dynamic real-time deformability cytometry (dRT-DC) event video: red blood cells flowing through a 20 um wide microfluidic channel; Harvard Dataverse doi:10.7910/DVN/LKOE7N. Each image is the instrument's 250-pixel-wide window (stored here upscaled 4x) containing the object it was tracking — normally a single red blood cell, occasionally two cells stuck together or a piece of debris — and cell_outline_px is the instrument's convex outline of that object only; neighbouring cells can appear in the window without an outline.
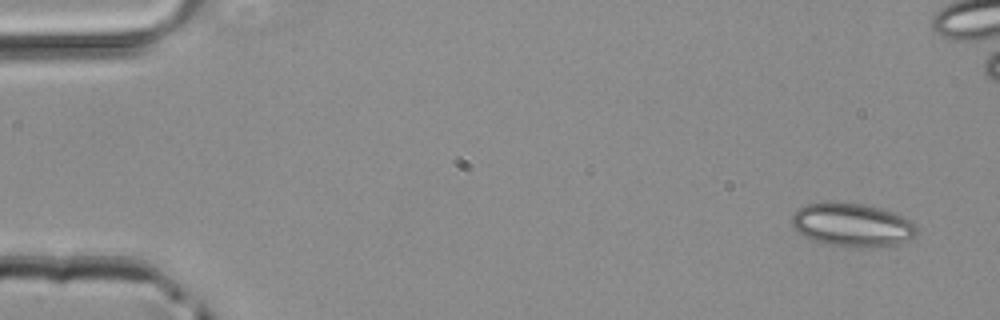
{"species": "common noctule bat (a hibernating species)", "species_latin": "Nyctalus noctula", "temperature_condition": "room temperature", "stored_images_in_passage": 46, "camera_frame_rate_fps": 3000, "um_per_image_px": 0.085, "animal": {"sex": "male", "body_mass_g": 20.4}, "frame": {"image": 1, "passage_image": 1, "time_ms": 0.0, "image_size_px": [1000, 320], "cell_outline_px": [[916, 232], [908, 240], [896, 244], [868, 248], [840, 248], [812, 240], [804, 236], [792, 228], [792, 212], [804, 204], [824, 200], [860, 204], [880, 208], [900, 216], [916, 224]], "centroid_in_image_um": [72.33, 19.12], "position_along_channel_um": 12.7, "area_um2": 32.19}}
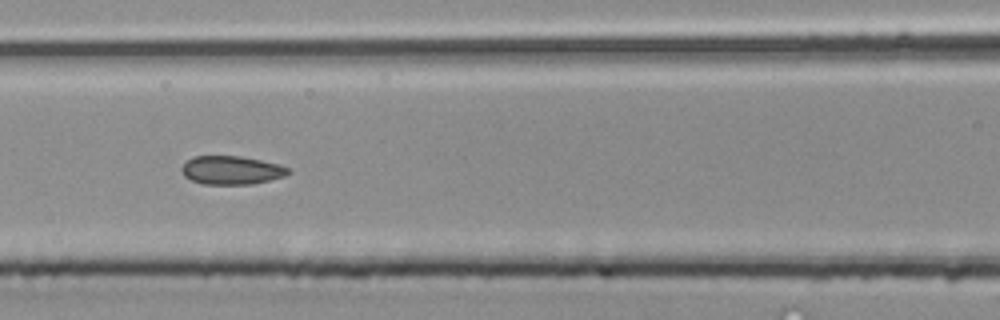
{"frame": {"image": 2, "passage_image": 19, "time_ms": 6.0, "image_size_px": [1000, 320], "cell_outline_px": [[292, 172], [284, 176], [252, 184], [204, 184], [192, 180], [184, 176], [180, 168], [192, 156], [240, 156], [280, 164], [292, 168]], "centroid_in_image_um": [19.7, 14.46], "position_along_channel_um": 146.9, "area_um2": 17.74}}
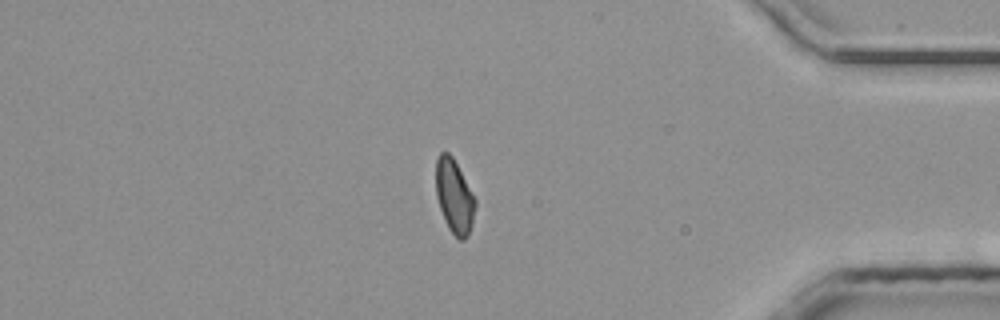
{"frame": {"image": 3, "passage_image": 38, "time_ms": 12.333, "image_size_px": [1000, 320], "cell_outline_px": [[476, 204], [472, 224], [468, 236], [464, 240], [460, 240], [448, 228], [440, 208], [436, 196], [436, 160], [440, 152], [448, 152], [452, 156], [476, 200]], "centroid_in_image_um": [38.61, 16.7], "position_along_channel_um": 396.6, "area_um2": 16.76}}